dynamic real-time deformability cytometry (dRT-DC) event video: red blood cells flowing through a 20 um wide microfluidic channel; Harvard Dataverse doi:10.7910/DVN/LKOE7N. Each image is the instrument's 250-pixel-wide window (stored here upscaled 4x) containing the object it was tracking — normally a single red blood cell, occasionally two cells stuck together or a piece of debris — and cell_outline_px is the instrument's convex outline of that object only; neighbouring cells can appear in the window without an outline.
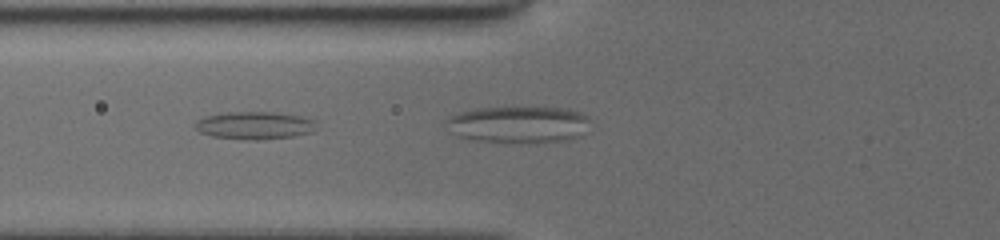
{"species": "common noctule bat (a hibernating species)", "species_latin": "Nyctalus noctula", "temperature_condition": "cold", "stored_images_in_passage": 25, "camera_frame_rate_fps": 3000, "um_per_image_px": 0.085, "animal": {"sex": "female", "body_mass_g": 19.5, "forearm_length_mm": 54.1}, "frame": {"image": 1, "passage_image": 4, "time_ms": 1.0, "image_size_px": [1000, 240], "cell_outline_px": [[312, 132], [292, 136], [256, 140], [248, 140], [212, 136], [200, 132], [196, 128], [196, 120], [208, 116], [228, 112], [272, 112], [296, 116], [312, 120]], "centroid_in_image_um": [21.56, 10.67], "position_along_channel_um": 104.2, "area_um2": 18.9}}
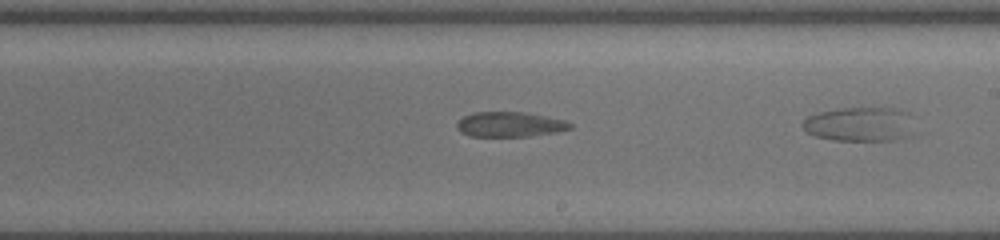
{"frame": {"image": 2, "passage_image": 15, "time_ms": 4.667, "image_size_px": [1000, 240], "cell_outline_px": [[572, 128], [556, 132], [528, 136], [468, 136], [460, 132], [456, 128], [456, 124], [464, 116], [476, 112], [524, 112], [564, 120], [572, 124]], "centroid_in_image_um": [43.31, 10.58], "position_along_channel_um": 245.7, "area_um2": 16.36}}